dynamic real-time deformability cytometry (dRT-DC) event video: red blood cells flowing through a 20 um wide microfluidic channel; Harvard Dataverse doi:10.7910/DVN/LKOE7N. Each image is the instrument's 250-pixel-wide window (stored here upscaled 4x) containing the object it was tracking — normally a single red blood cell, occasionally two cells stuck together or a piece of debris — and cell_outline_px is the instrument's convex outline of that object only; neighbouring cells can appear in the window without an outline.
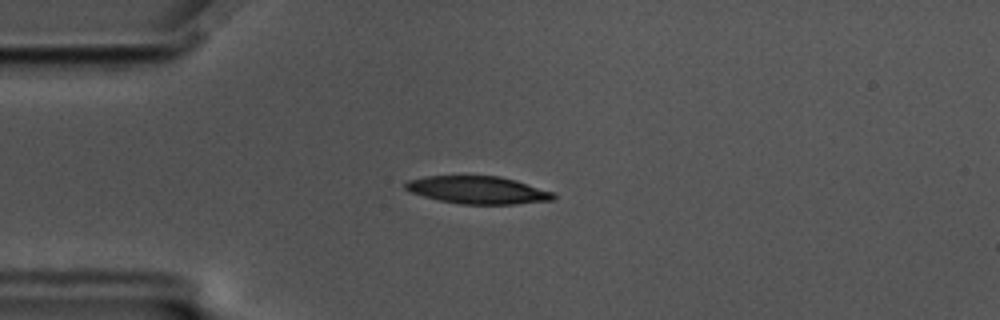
{"species": "common noctule bat (a hibernating species)", "species_latin": "Nyctalus noctula", "temperature_condition": "cold", "stored_images_in_passage": 53, "camera_frame_rate_fps": 3000, "um_per_image_px": 0.085, "animal": {"sex": "male", "body_mass_g": 17.5, "forearm_length_mm": 52.3}, "frame": {"image": 1, "passage_image": 10, "time_ms": 3.0, "image_size_px": [1000, 320], "cell_outline_px": [[556, 196], [552, 200], [512, 204], [460, 204], [440, 200], [424, 196], [412, 192], [404, 188], [404, 184], [408, 180], [424, 176], [500, 176], [516, 180], [552, 192]], "centroid_in_image_um": [40.59, 16.14], "position_along_channel_um": 44.4, "area_um2": 23.58}}
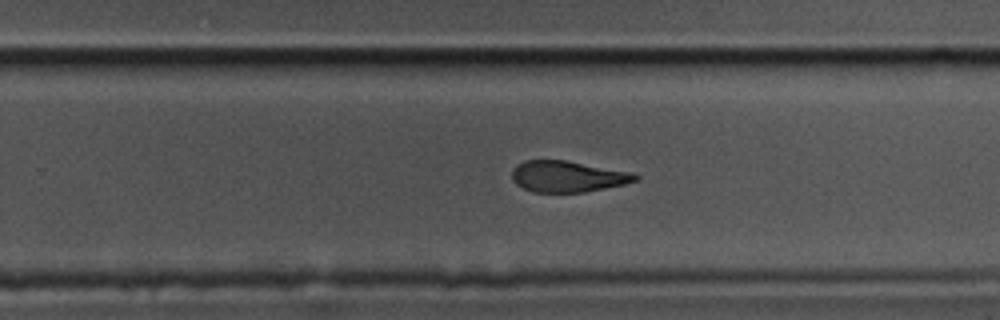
{"frame": {"image": 2, "passage_image": 32, "time_ms": 10.333, "image_size_px": [1000, 320], "cell_outline_px": [[640, 176], [636, 180], [624, 184], [584, 192], [532, 192], [516, 184], [512, 180], [512, 168], [516, 164], [524, 160], [568, 160], [632, 172]], "centroid_in_image_um": [48.22, 14.98], "position_along_channel_um": 281.6, "area_um2": 22.54}}
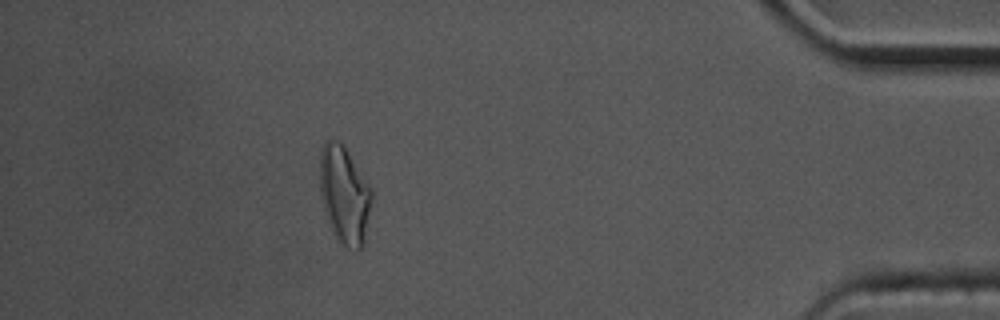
{"frame": {"image": 3, "passage_image": 47, "time_ms": 15.333, "image_size_px": [1000, 320], "cell_outline_px": [[372, 200], [364, 240], [360, 248], [356, 252], [348, 248], [340, 240], [332, 228], [328, 220], [320, 196], [320, 152], [324, 140], [332, 136], [344, 144], [372, 188]], "centroid_in_image_um": [29.27, 16.46], "position_along_channel_um": 405.9, "area_um2": 29.65}, "authors_computed_cell_mechanics": {"area_um2": 24.565, "velocity_mm_per_s": 3.4808, "shape_relaxation_time_tau1_ms": 5.2026, "shape_relaxation_time_tau2_ms": 3.8042, "deformation_change_tau1": 0.1644, "deformation_change_tau2": 0.1227}}